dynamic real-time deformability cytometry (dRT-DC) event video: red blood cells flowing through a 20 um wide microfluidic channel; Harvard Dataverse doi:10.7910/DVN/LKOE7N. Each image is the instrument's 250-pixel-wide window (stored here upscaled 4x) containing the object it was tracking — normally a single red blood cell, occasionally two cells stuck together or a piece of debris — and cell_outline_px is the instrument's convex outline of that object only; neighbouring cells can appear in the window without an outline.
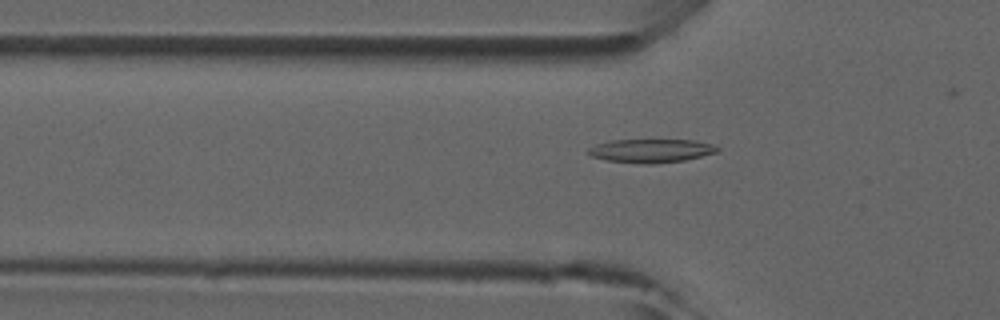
{"species": "common noctule bat (a hibernating species)", "species_latin": "Nyctalus noctula", "temperature_condition": "room temperature", "stored_images_in_passage": 41, "camera_frame_rate_fps": 3000, "um_per_image_px": 0.085, "animal": {"sex": "male", "forearm_length_mm": 52.5}, "frame": {"image": 1, "passage_image": 8, "time_ms": 2.333, "image_size_px": [1000, 320], "cell_outline_px": [[720, 152], [684, 160], [652, 164], [644, 164], [608, 160], [592, 156], [588, 152], [588, 148], [596, 144], [612, 140], [696, 140], [712, 144], [720, 148]], "centroid_in_image_um": [55.39, 12.81], "position_along_channel_um": 70.4, "area_um2": 17.69}}
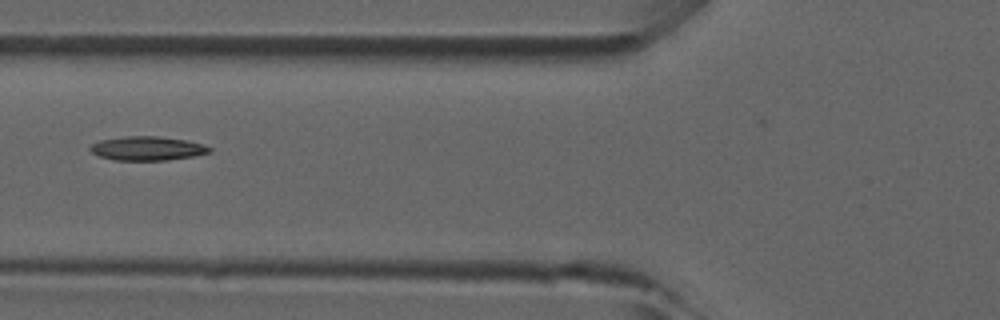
{"frame": {"image": 2, "passage_image": 11, "time_ms": 3.333, "image_size_px": [1000, 320], "cell_outline_px": [[212, 152], [192, 156], [164, 160], [116, 160], [100, 156], [92, 152], [88, 148], [92, 144], [100, 140], [124, 136], [156, 136], [184, 140], [204, 144], [212, 148]], "centroid_in_image_um": [12.52, 12.61], "position_along_channel_um": 113.3, "area_um2": 16.53}}
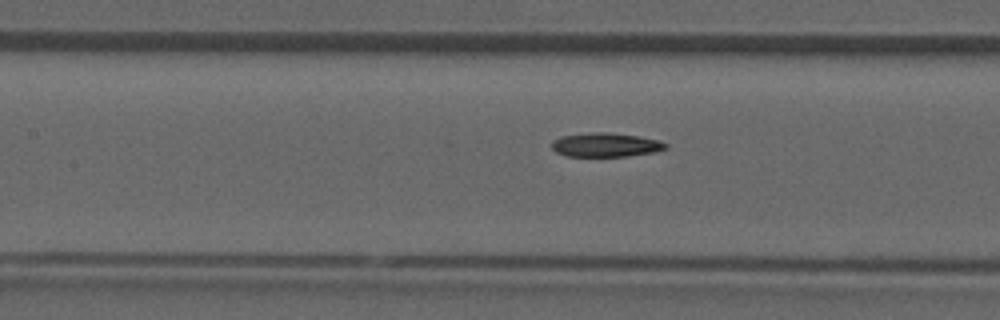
{"frame": {"image": 3, "passage_image": 14, "time_ms": 4.333, "image_size_px": [1000, 320], "cell_outline_px": [[668, 148], [656, 152], [628, 156], [568, 156], [556, 152], [552, 148], [552, 140], [560, 136], [592, 132], [608, 132], [636, 136], [656, 140], [668, 144]], "centroid_in_image_um": [51.47, 12.31], "position_along_channel_um": 155.9, "area_um2": 15.9}}